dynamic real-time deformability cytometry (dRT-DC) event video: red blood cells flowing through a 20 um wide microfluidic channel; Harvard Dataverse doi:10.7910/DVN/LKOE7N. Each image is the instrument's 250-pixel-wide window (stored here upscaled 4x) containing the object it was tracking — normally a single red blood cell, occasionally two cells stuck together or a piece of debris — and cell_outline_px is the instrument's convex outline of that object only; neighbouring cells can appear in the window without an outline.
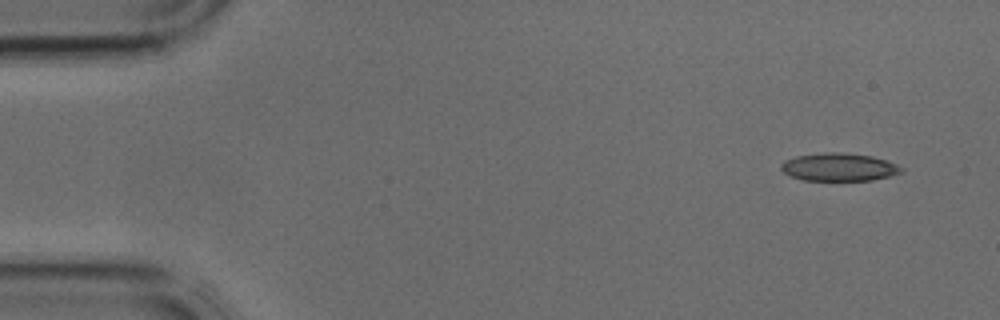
{"species": "common noctule bat (a hibernating species)", "species_latin": "Nyctalus noctula", "temperature_condition": "cold", "stored_images_in_passage": 3, "camera_frame_rate_fps": 3000, "um_per_image_px": 0.085, "animal": {"sex": "male", "body_mass_g": 17.9, "forearm_length_mm": 54.2}, "frame": {"image": 1, "passage_image": 1, "time_ms": 0.0, "image_size_px": [1000, 320], "cell_outline_px": [[904, 172], [872, 180], [804, 180], [792, 176], [784, 172], [780, 168], [780, 164], [784, 160], [796, 156], [824, 152], [840, 152], [872, 156], [888, 160], [904, 168]], "centroid_in_image_um": [71.33, 14.19], "position_along_channel_um": 13.7, "area_um2": 19.59}}
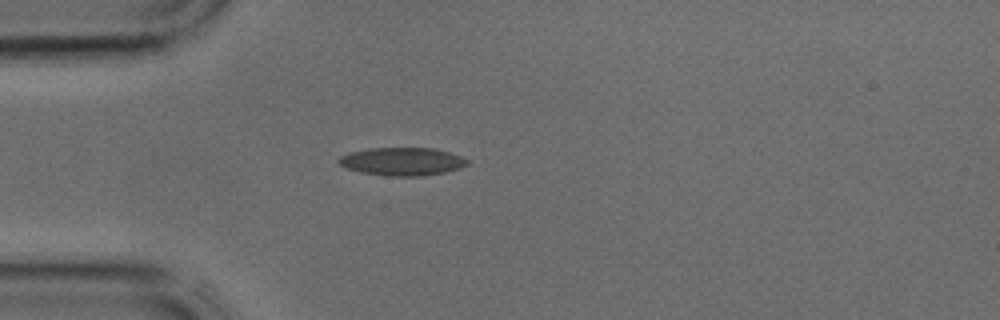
{"frame": {"image": 2, "passage_image": 3, "time_ms": 0.667, "image_size_px": [1000, 320], "cell_outline_px": [[468, 164], [460, 168], [444, 172], [424, 176], [388, 176], [360, 172], [348, 168], [340, 164], [336, 160], [340, 156], [348, 152], [368, 148], [436, 148], [460, 156], [468, 160]], "centroid_in_image_um": [34.16, 13.72], "position_along_channel_um": 50.8, "area_um2": 21.04}}